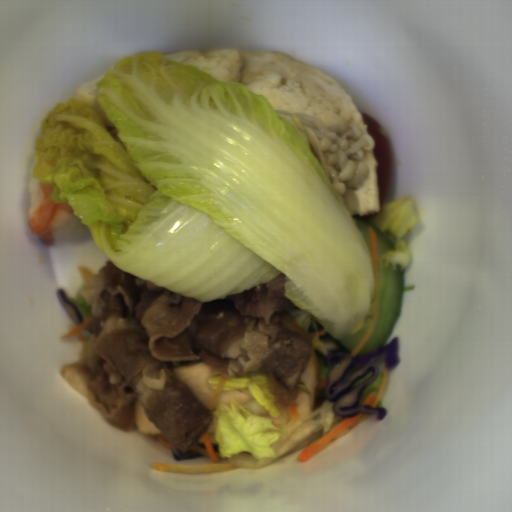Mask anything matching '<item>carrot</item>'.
I'll use <instances>...</instances> for the list:
<instances>
[{"mask_svg": "<svg viewBox=\"0 0 512 512\" xmlns=\"http://www.w3.org/2000/svg\"><path fill=\"white\" fill-rule=\"evenodd\" d=\"M387 379H388V370L387 368L384 369V373H383V378H382V381H381V384H380V388H379V391H378V394L376 396V393L375 391H371L364 399L363 401L360 403V405H370L371 408H376L384 391H385V388H386V383H387Z\"/></svg>", "mask_w": 512, "mask_h": 512, "instance_id": "5", "label": "carrot"}, {"mask_svg": "<svg viewBox=\"0 0 512 512\" xmlns=\"http://www.w3.org/2000/svg\"><path fill=\"white\" fill-rule=\"evenodd\" d=\"M367 233L369 238V243L371 247V259H372V268L374 273V279H375V301H374V309H373V316L372 321L359 342V344L356 346V348L350 353V356L352 358H355L360 350L363 348V346L367 343V341L370 339L371 335L373 334L378 321V312H379V280H378V269H377V258H378V248H377V238H376V232L374 231L373 226H367Z\"/></svg>", "mask_w": 512, "mask_h": 512, "instance_id": "2", "label": "carrot"}, {"mask_svg": "<svg viewBox=\"0 0 512 512\" xmlns=\"http://www.w3.org/2000/svg\"><path fill=\"white\" fill-rule=\"evenodd\" d=\"M203 437V440H204V446H205V449H206V452L207 454L209 455V457L211 458L212 462L213 463H217L218 462V456L213 448V445L210 441V435L208 434L207 430L206 432L202 435Z\"/></svg>", "mask_w": 512, "mask_h": 512, "instance_id": "6", "label": "carrot"}, {"mask_svg": "<svg viewBox=\"0 0 512 512\" xmlns=\"http://www.w3.org/2000/svg\"><path fill=\"white\" fill-rule=\"evenodd\" d=\"M151 469L163 471L167 473H183V474H211V473H223L233 470H238L236 464L228 461H217L199 464L195 466H183L165 463L151 462Z\"/></svg>", "mask_w": 512, "mask_h": 512, "instance_id": "3", "label": "carrot"}, {"mask_svg": "<svg viewBox=\"0 0 512 512\" xmlns=\"http://www.w3.org/2000/svg\"><path fill=\"white\" fill-rule=\"evenodd\" d=\"M97 318L93 317L92 314L81 324L73 327L70 325L67 334L60 335L61 339L77 337L81 343L88 342V339L83 335L82 330H86L90 325L96 323Z\"/></svg>", "mask_w": 512, "mask_h": 512, "instance_id": "4", "label": "carrot"}, {"mask_svg": "<svg viewBox=\"0 0 512 512\" xmlns=\"http://www.w3.org/2000/svg\"><path fill=\"white\" fill-rule=\"evenodd\" d=\"M327 382H328V379H322L320 382H317V387H316V391L317 390H321V389H325L326 388V385H327Z\"/></svg>", "mask_w": 512, "mask_h": 512, "instance_id": "8", "label": "carrot"}, {"mask_svg": "<svg viewBox=\"0 0 512 512\" xmlns=\"http://www.w3.org/2000/svg\"><path fill=\"white\" fill-rule=\"evenodd\" d=\"M297 405L298 403L290 402L287 409L288 417L294 421H298L300 419V415L296 409Z\"/></svg>", "mask_w": 512, "mask_h": 512, "instance_id": "7", "label": "carrot"}, {"mask_svg": "<svg viewBox=\"0 0 512 512\" xmlns=\"http://www.w3.org/2000/svg\"><path fill=\"white\" fill-rule=\"evenodd\" d=\"M370 414H362L361 412L356 414L351 418H343L334 428H332L329 432L324 434L323 436L317 438L313 442H311L308 446H306L297 456V460L300 463H305L311 458H313L316 454H318L321 450H323L329 442L334 439H337L349 428L356 425L361 418H366Z\"/></svg>", "mask_w": 512, "mask_h": 512, "instance_id": "1", "label": "carrot"}]
</instances>
